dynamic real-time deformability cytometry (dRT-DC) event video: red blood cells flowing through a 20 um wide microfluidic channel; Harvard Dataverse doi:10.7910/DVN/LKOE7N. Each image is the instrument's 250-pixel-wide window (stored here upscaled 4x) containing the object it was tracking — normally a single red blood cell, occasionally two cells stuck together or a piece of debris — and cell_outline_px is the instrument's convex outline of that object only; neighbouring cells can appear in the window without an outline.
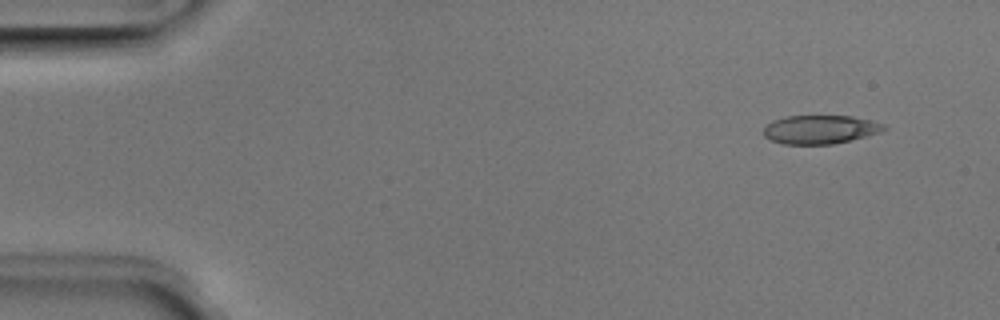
{"species": "Egyptian fruit bat (a non-hibernating species)", "species_latin": "Rousettus aegyptiacus", "temperature_condition": "room temperature", "stored_images_in_passage": 4, "camera_frame_rate_fps": 3000, "um_per_image_px": 0.085, "animal": {"sex": "male"}, "frame": {"image": 1, "passage_image": 1, "time_ms": 0.0, "image_size_px": [1000, 320], "cell_outline_px": [[888, 128], [880, 132], [832, 144], [784, 144], [772, 140], [764, 136], [764, 128], [772, 120], [788, 116], [852, 116], [872, 120], [884, 124]], "centroid_in_image_um": [69.72, 10.99], "position_along_channel_um": 15.3, "area_um2": 19.88}}
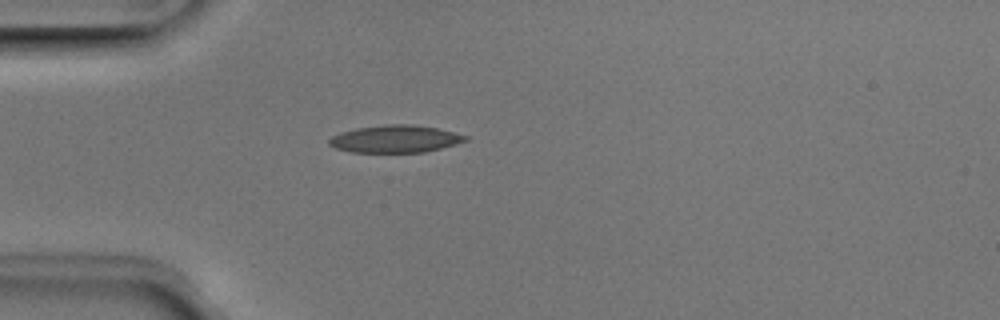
{"frame": {"image": 2, "passage_image": 4, "time_ms": 1.0, "image_size_px": [1000, 320], "cell_outline_px": [[468, 140], [456, 144], [424, 152], [352, 152], [336, 148], [328, 144], [328, 140], [332, 136], [356, 128], [388, 124], [408, 124], [436, 128], [468, 136]], "centroid_in_image_um": [33.59, 11.81], "position_along_channel_um": 51.4, "area_um2": 21.44}}